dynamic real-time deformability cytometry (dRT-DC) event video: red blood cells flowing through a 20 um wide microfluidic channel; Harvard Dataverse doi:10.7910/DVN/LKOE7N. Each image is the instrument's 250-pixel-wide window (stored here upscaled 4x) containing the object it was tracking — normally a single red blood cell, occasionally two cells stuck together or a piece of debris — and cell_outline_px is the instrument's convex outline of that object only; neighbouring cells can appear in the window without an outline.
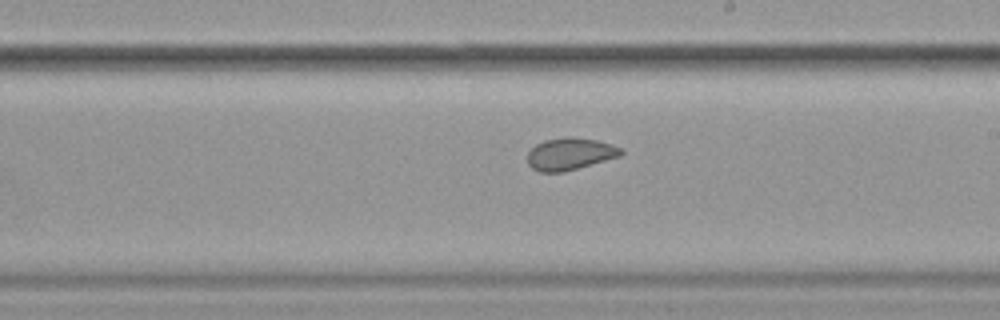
{"species": "common noctule bat (a hibernating species)", "species_latin": "Nyctalus noctula", "temperature_condition": "cold", "stored_images_in_passage": 29, "segment_of_instrument_passage": [2, 2], "camera_frame_rate_fps": 3000, "um_per_image_px": 0.085, "animal": {"sex": "female", "body_mass_g": 19.9}, "frame": {"image": 1, "passage_image": 29, "time_ms": 9.333, "image_size_px": [1000, 320], "cell_outline_px": [[624, 152], [620, 156], [564, 172], [540, 172], [532, 168], [528, 164], [528, 152], [536, 144], [544, 140], [564, 136], [572, 136], [596, 140], [612, 144], [624, 148]], "centroid_in_image_um": [48.46, 13.07], "position_along_channel_um": 240.5, "area_um2": 17.69}}